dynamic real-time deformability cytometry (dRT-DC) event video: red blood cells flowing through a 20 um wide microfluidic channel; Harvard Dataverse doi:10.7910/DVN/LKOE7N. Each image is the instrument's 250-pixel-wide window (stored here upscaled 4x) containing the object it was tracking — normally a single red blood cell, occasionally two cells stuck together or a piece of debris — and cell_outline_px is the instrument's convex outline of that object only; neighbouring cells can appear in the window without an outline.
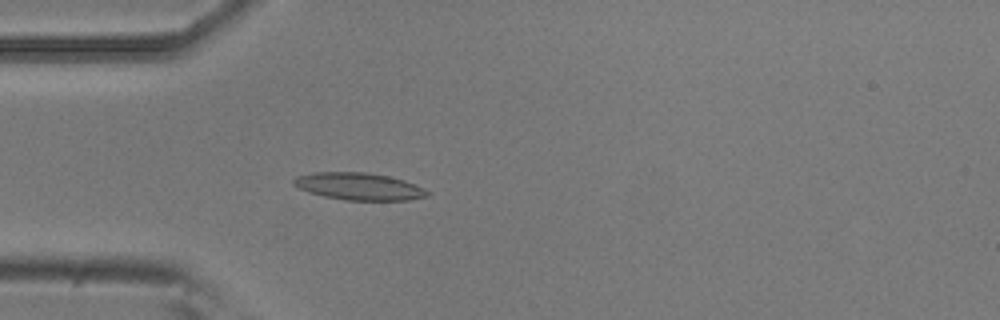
{"species": "common noctule bat (a hibernating species)", "species_latin": "Nyctalus noctula", "temperature_condition": "room temperature", "stored_images_in_passage": 25, "camera_frame_rate_fps": 3000, "um_per_image_px": 0.085, "animal": {"sex": "male", "body_mass_g": 20.5, "forearm_length_mm": 52.5}, "frame": {"image": 1, "passage_image": 1, "time_ms": 0.0, "image_size_px": [1000, 320], "cell_outline_px": [[432, 192], [428, 196], [408, 200], [344, 200], [324, 196], [308, 192], [292, 184], [292, 180], [296, 176], [312, 172], [368, 172], [388, 176], [404, 180]], "centroid_in_image_um": [30.5, 15.84], "position_along_channel_um": 54.5, "area_um2": 21.27}}
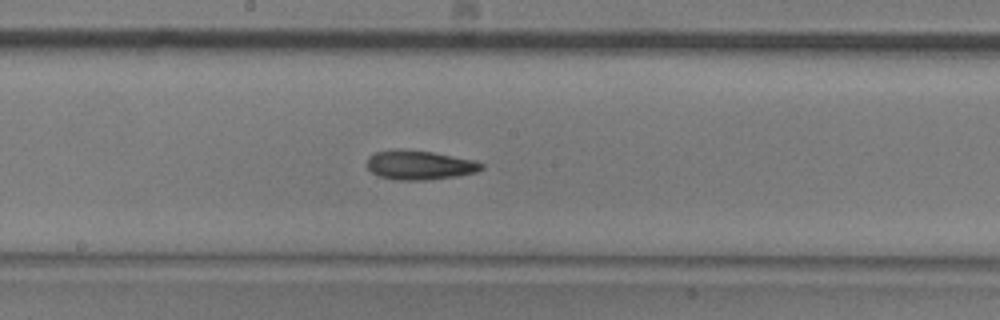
{"frame": {"image": 2, "passage_image": 14, "time_ms": 4.333, "image_size_px": [1000, 320], "cell_outline_px": [[484, 168], [476, 172], [456, 176], [428, 180], [396, 180], [380, 176], [372, 172], [368, 168], [368, 156], [376, 152], [396, 148], [400, 148], [432, 152], [472, 160], [484, 164]], "centroid_in_image_um": [35.64, 14.02], "position_along_channel_um": 212.6, "area_um2": 19.48}}
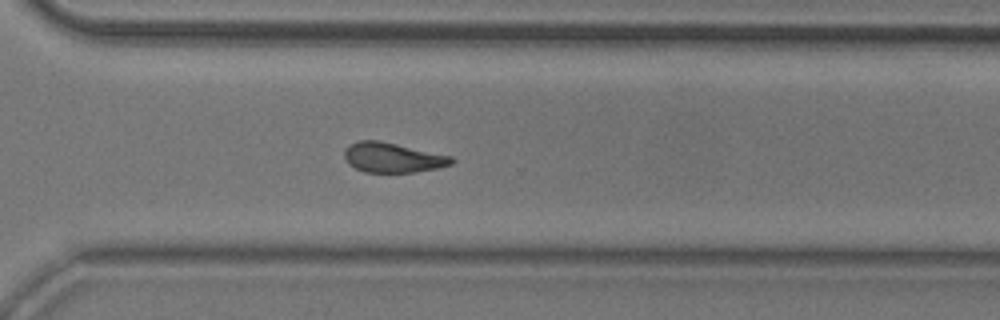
{"frame": {"image": 3, "passage_image": 24, "time_ms": 7.667, "image_size_px": [1000, 320], "cell_outline_px": [[456, 160], [452, 164], [436, 168], [416, 172], [364, 172], [348, 164], [344, 156], [344, 152], [348, 144], [356, 140], [376, 140], [396, 144], [452, 156]], "centroid_in_image_um": [33.35, 13.39], "position_along_channel_um": 337.2, "area_um2": 18.61}}